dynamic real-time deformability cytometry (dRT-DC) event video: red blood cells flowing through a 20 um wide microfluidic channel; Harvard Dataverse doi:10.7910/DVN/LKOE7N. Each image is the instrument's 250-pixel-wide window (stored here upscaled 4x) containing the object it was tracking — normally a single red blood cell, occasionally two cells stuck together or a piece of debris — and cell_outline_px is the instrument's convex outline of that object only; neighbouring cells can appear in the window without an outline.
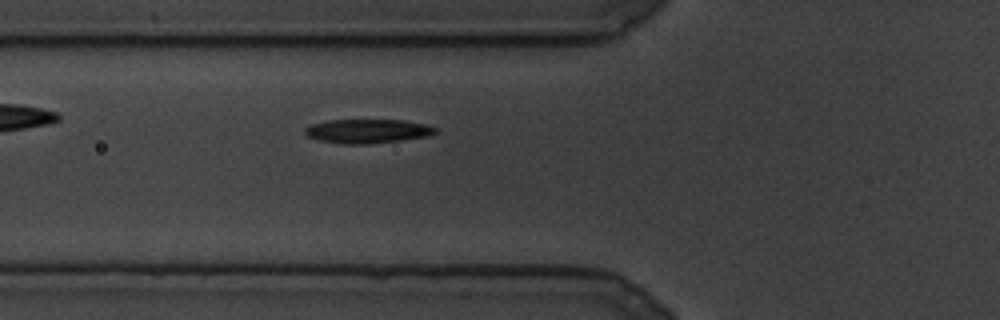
{"species": "common noctule bat (a hibernating species)", "species_latin": "Nyctalus noctula", "temperature_condition": "cold", "stored_images_in_passage": 49, "camera_frame_rate_fps": 3000, "um_per_image_px": 0.085, "animal": {"sex": "male", "body_mass_g": 19.5, "forearm_length_mm": 54.6}, "frame": {"image": 1, "passage_image": 4, "time_ms": 1.0, "image_size_px": [1000, 320], "cell_outline_px": [[440, 128], [436, 132], [428, 136], [400, 140], [368, 144], [344, 144], [316, 140], [304, 136], [304, 128], [312, 124], [328, 120], [404, 120], [424, 124]], "centroid_in_image_um": [31.2, 11.15], "position_along_channel_um": 94.6, "area_um2": 18.44}}
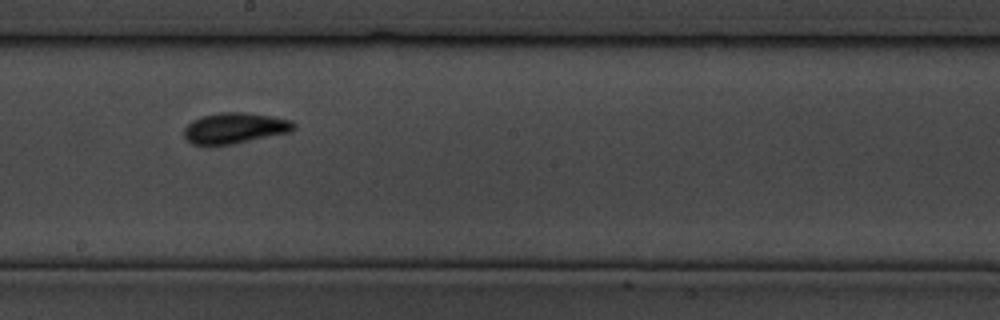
{"frame": {"image": 2, "passage_image": 26, "time_ms": 8.333, "image_size_px": [1000, 320], "cell_outline_px": [[296, 128], [292, 132], [232, 144], [192, 144], [184, 136], [184, 128], [192, 120], [204, 116], [220, 112], [244, 112], [292, 120], [296, 124]], "centroid_in_image_um": [20.0, 10.88], "position_along_channel_um": 228.2, "area_um2": 19.54}}
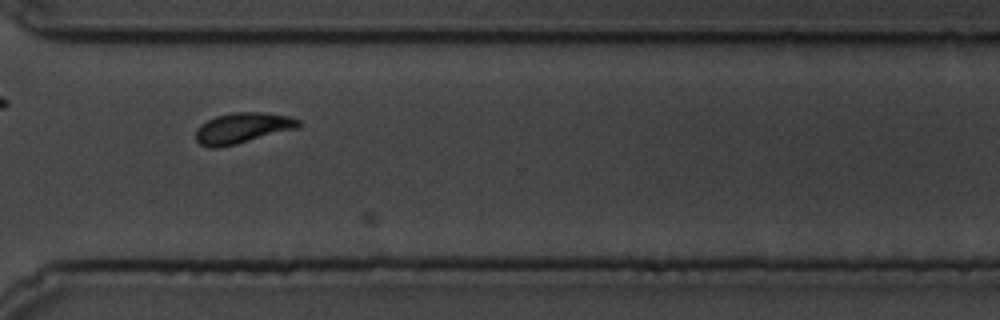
{"frame": {"image": 3, "passage_image": 46, "time_ms": 15.0, "image_size_px": [1000, 320], "cell_outline_px": [[300, 124], [296, 128], [236, 144], [220, 148], [208, 148], [200, 144], [196, 140], [196, 128], [200, 124], [216, 116], [232, 112], [260, 112], [288, 116], [300, 120]], "centroid_in_image_um": [20.55, 10.89], "position_along_channel_um": 350.1, "area_um2": 18.21}}